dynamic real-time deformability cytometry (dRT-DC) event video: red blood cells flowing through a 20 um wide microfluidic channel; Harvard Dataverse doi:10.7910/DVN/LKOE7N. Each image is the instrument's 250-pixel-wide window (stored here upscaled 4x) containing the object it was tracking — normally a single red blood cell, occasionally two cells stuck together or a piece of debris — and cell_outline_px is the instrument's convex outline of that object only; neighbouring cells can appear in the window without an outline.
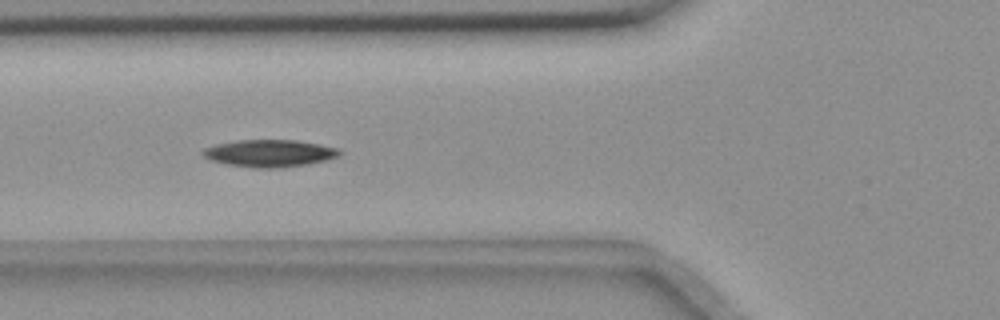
{"species": "common noctule bat (a hibernating species)", "species_latin": "Nyctalus noctula", "temperature_condition": "room temperature", "stored_images_in_passage": 10, "camera_frame_rate_fps": 3000, "um_per_image_px": 0.085, "animal": {"sex": "female", "body_mass_g": 18.4}, "frame": {"image": 1, "passage_image": 7, "time_ms": 6.667, "image_size_px": [1000, 320], "cell_outline_px": [[344, 152], [340, 156], [328, 160], [308, 164], [284, 168], [252, 168], [224, 164], [208, 160], [200, 152], [204, 148], [216, 144], [236, 140], [296, 140], [320, 144], [340, 148]], "centroid_in_image_um": [22.93, 13.04], "position_along_channel_um": 102.9, "area_um2": 22.25}}
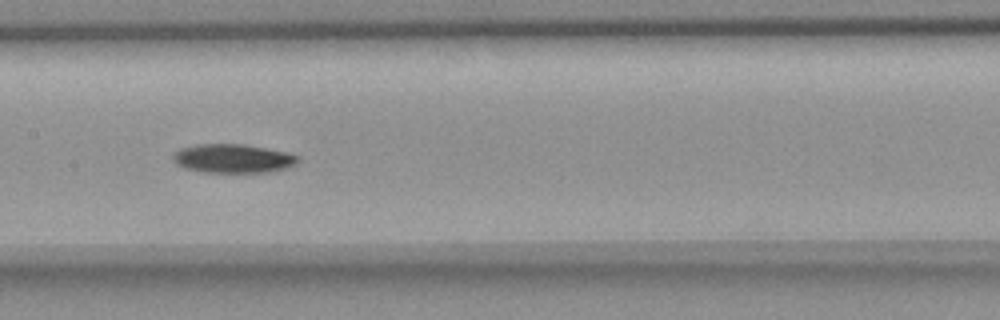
{"frame": {"image": 2, "passage_image": 9, "time_ms": 9.0, "image_size_px": [1000, 320], "cell_outline_px": [[300, 160], [296, 164], [288, 168], [272, 172], [204, 172], [184, 168], [176, 164], [172, 160], [172, 156], [180, 148], [196, 144], [244, 144], [288, 152], [300, 156]], "centroid_in_image_um": [19.84, 13.47], "position_along_channel_um": 187.6, "area_um2": 21.27}}
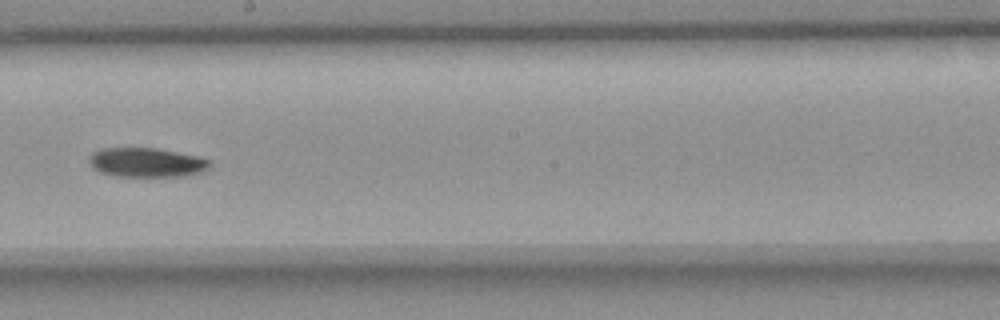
{"frame": {"image": 3, "passage_image": 10, "time_ms": 10.333, "image_size_px": [1000, 320], "cell_outline_px": [[212, 164], [204, 172], [184, 176], [116, 176], [100, 172], [92, 168], [88, 164], [88, 156], [92, 152], [100, 148], [156, 148], [200, 156], [212, 160]], "centroid_in_image_um": [12.46, 13.8], "position_along_channel_um": 235.7, "area_um2": 21.04}}